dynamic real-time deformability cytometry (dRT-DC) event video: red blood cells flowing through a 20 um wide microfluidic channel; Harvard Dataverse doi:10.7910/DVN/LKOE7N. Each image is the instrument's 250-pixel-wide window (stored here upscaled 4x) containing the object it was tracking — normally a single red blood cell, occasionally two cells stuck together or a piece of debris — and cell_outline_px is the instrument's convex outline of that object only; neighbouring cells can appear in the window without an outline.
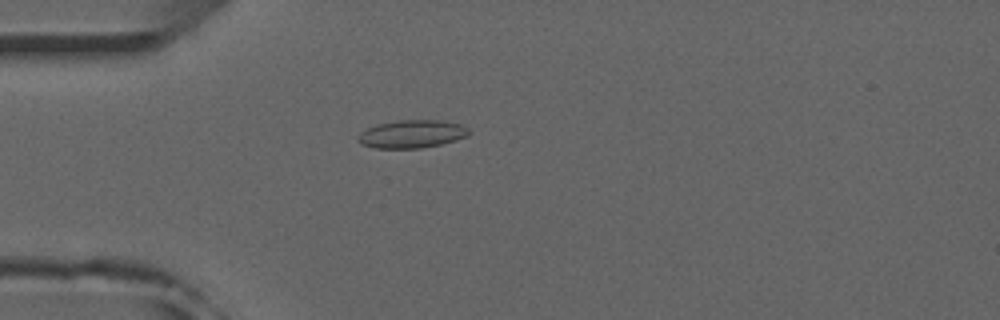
{"species": "common noctule bat (a hibernating species)", "species_latin": "Nyctalus noctula", "temperature_condition": "room temperature", "stored_images_in_passage": 42, "camera_frame_rate_fps": 3000, "um_per_image_px": 0.085, "animal": {"sex": "male", "forearm_length_mm": 52.5}, "frame": {"image": 1, "passage_image": 5, "time_ms": 1.333, "image_size_px": [1000, 320], "cell_outline_px": [[472, 132], [468, 136], [456, 140], [440, 144], [420, 148], [376, 148], [360, 144], [356, 136], [360, 132], [368, 128], [380, 124], [400, 120], [440, 120], [460, 124], [468, 128]], "centroid_in_image_um": [35.03, 11.39], "position_along_channel_um": 50.0, "area_um2": 18.03}}
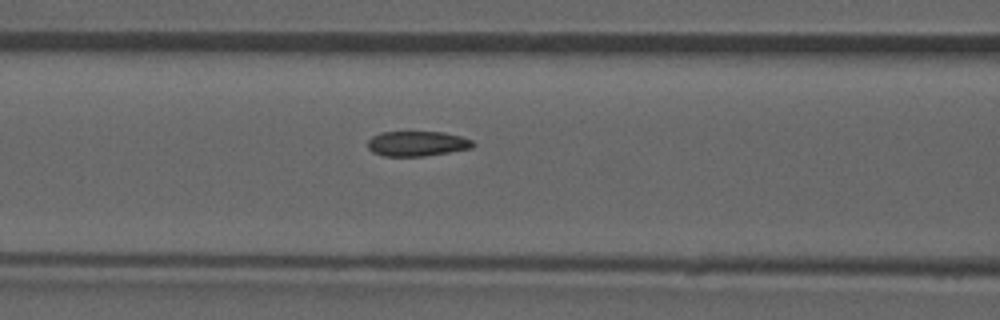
{"frame": {"image": 2, "passage_image": 12, "time_ms": 3.667, "image_size_px": [1000, 320], "cell_outline_px": [[476, 144], [472, 148], [424, 156], [384, 156], [372, 152], [368, 148], [368, 140], [372, 136], [380, 132], [444, 132], [460, 136], [472, 140]], "centroid_in_image_um": [35.45, 12.2], "position_along_channel_um": 131.2, "area_um2": 15.37}}
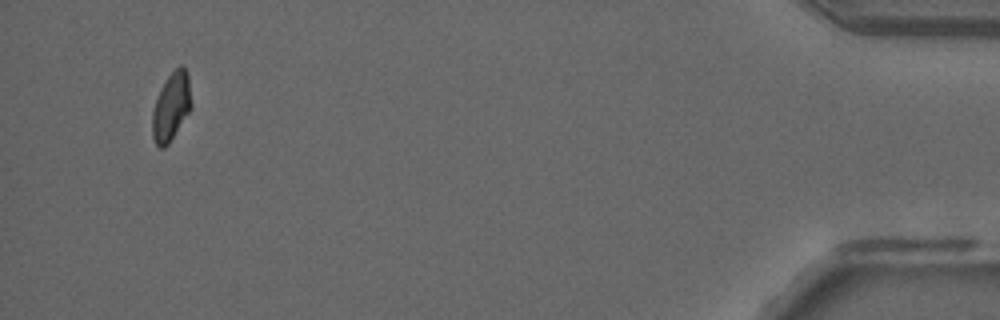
{"frame": {"image": 3, "passage_image": 40, "time_ms": 13.0, "image_size_px": [1000, 320], "cell_outline_px": [[192, 108], [168, 144], [164, 148], [160, 148], [156, 144], [152, 136], [152, 112], [160, 88], [168, 76], [180, 64], [184, 68], [188, 76], [192, 104]], "centroid_in_image_um": [14.55, 9.08], "position_along_channel_um": 420.6, "area_um2": 15.43}, "authors_computed_cell_mechanics": {"area_um2": 15.9817, "velocity_mm_per_s": 3.96, "shape_relaxation_time_tau1_ms": null, "shape_relaxation_time_tau2_ms": 2.1498, "deformation_change_tau1": null, "deformation_change_tau2": 0.0584}}